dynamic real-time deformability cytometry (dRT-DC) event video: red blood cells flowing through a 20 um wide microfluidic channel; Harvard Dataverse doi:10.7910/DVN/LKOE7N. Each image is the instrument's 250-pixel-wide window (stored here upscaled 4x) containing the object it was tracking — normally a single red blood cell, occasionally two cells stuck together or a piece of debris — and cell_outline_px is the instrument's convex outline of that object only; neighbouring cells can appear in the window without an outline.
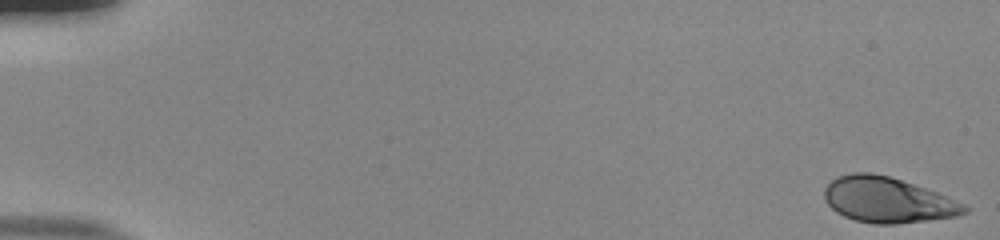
{"species": "human", "species_latin": "Homo sapiens", "temperature_condition": "room temperature", "stored_images_in_passage": 54, "camera_frame_rate_fps": 3000, "um_per_image_px": 0.085, "donor": {"sex": "male"}, "frame": {"image": 1, "passage_image": 1, "time_ms": 0.0, "image_size_px": [1000, 240], "cell_outline_px": [[968, 212], [956, 216], [896, 224], [872, 224], [856, 220], [844, 216], [836, 212], [824, 200], [824, 188], [836, 176], [852, 172], [872, 172], [888, 176], [936, 192], [964, 204], [968, 208]], "centroid_in_image_um": [75.4, 16.99], "position_along_channel_um": 9.6, "area_um2": 36.88}}
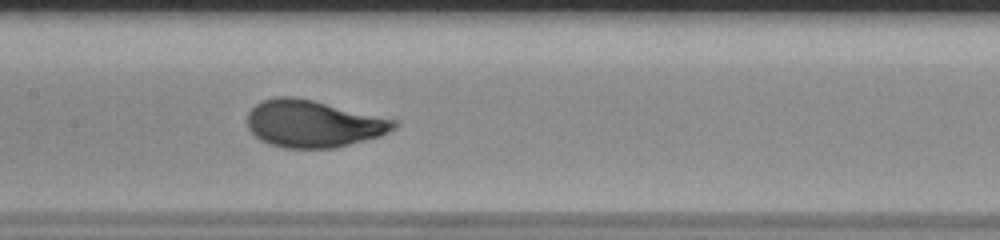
{"frame": {"image": 2, "passage_image": 28, "time_ms": 9.0, "image_size_px": [1000, 240], "cell_outline_px": [[400, 124], [396, 128], [380, 136], [336, 148], [284, 148], [260, 140], [248, 128], [248, 112], [256, 104], [264, 100], [276, 96], [292, 96], [312, 100], [400, 120]], "centroid_in_image_um": [26.68, 10.51], "position_along_channel_um": 180.7, "area_um2": 40.4}}
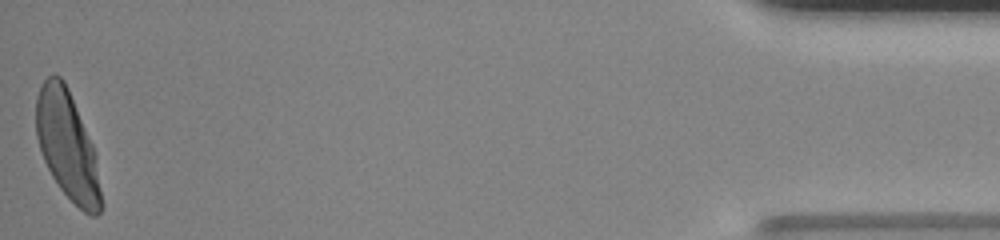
{"frame": {"image": 3, "passage_image": 54, "time_ms": 17.667, "image_size_px": [1000, 240], "cell_outline_px": [[104, 208], [96, 216], [92, 216], [84, 212], [60, 188], [52, 176], [44, 160], [36, 136], [36, 96], [40, 84], [48, 76], [60, 76], [64, 80], [68, 88], [92, 144], [96, 156], [104, 204]], "centroid_in_image_um": [5.74, 12.4], "position_along_channel_um": 429.5, "area_um2": 40.98}, "authors_computed_cell_mechanics": {"area_um2": 39.6219, "velocity_mm_per_s": 3.8329, "shape_relaxation_time_tau1_ms": 3.3472, "shape_relaxation_time_tau2_ms": null, "deformation_change_tau1": 0.1831, "deformation_change_tau2": null}}